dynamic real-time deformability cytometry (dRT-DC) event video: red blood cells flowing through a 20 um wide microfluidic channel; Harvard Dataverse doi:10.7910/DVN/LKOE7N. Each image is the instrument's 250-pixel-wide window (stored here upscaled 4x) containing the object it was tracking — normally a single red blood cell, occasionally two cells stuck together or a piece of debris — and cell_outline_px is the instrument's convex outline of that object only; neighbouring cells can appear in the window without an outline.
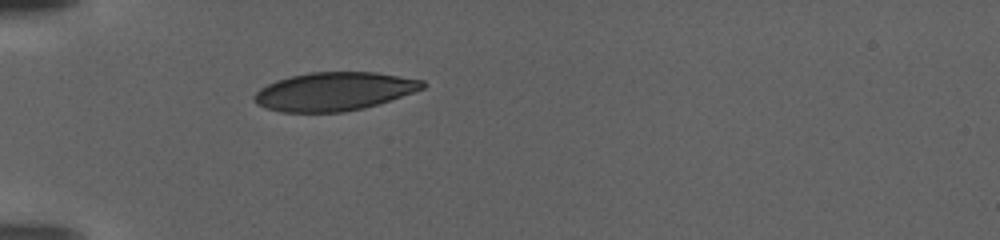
{"species": "human", "species_latin": "Homo sapiens", "temperature_condition": "warm", "stored_images_in_passage": 60, "camera_frame_rate_fps": 3000, "um_per_image_px": 0.085, "donor": {"sex": "female"}, "frame": {"image": 1, "passage_image": 1, "time_ms": 0.0, "image_size_px": [1000, 240], "cell_outline_px": [[428, 84], [424, 88], [364, 108], [344, 112], [280, 112], [264, 108], [256, 104], [252, 96], [260, 88], [276, 80], [308, 72], [376, 72], [424, 80]], "centroid_in_image_um": [28.36, 7.77], "position_along_channel_um": 56.6, "area_um2": 37.69}}
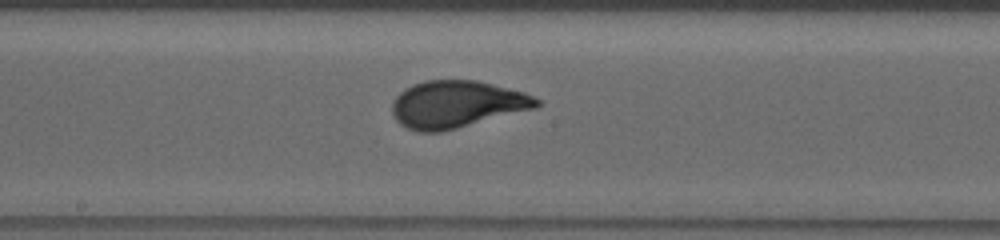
{"frame": {"image": 2, "passage_image": 23, "time_ms": 7.333, "image_size_px": [1000, 240], "cell_outline_px": [[540, 104], [536, 108], [440, 132], [420, 132], [408, 128], [400, 124], [396, 120], [392, 112], [392, 100], [404, 88], [412, 84], [424, 80], [476, 80], [524, 92], [540, 100]], "centroid_in_image_um": [38.78, 8.85], "position_along_channel_um": 209.4, "area_um2": 39.59}}
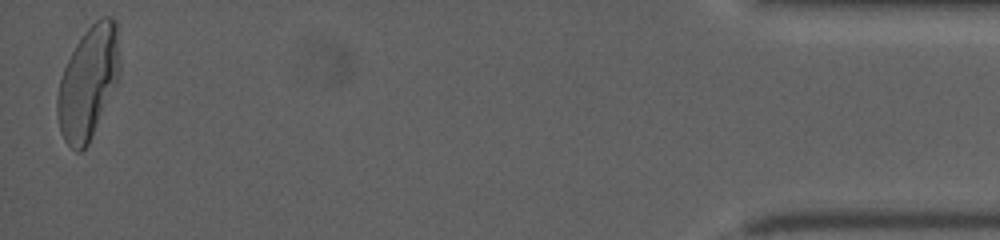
{"frame": {"image": 3, "passage_image": 60, "time_ms": 19.667, "image_size_px": [1000, 240], "cell_outline_px": [[120, 72], [116, 84], [88, 144], [80, 152], [76, 152], [64, 140], [60, 132], [56, 112], [56, 100], [60, 80], [64, 68], [76, 44], [84, 32], [96, 20], [104, 16], [112, 16], [116, 20], [120, 68]], "centroid_in_image_um": [7.49, 7.01], "position_along_channel_um": 427.7, "area_um2": 40.58}}